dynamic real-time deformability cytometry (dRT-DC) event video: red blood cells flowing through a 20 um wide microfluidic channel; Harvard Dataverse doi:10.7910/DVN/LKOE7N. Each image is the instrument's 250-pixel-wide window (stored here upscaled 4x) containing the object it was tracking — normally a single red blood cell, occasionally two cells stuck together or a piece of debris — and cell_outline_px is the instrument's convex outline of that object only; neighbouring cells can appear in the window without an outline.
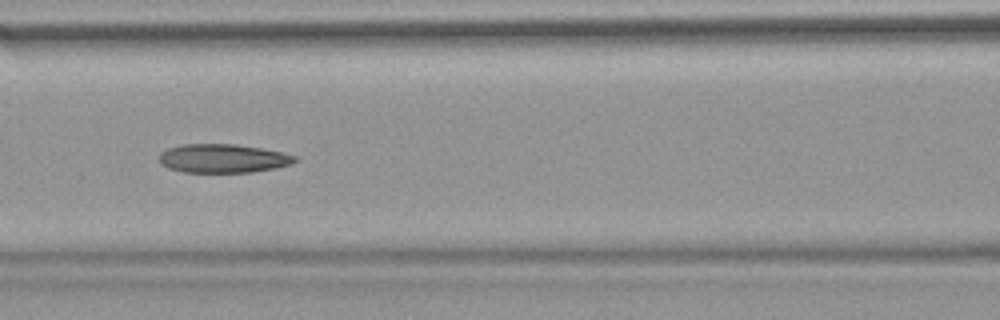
{"species": "common noctule bat (a hibernating species)", "species_latin": "Nyctalus noctula", "temperature_condition": "warm", "stored_images_in_passage": 54, "camera_frame_rate_fps": 3000, "um_per_image_px": 0.085, "animal": {"sex": "female", "body_mass_g": 18.4}, "frame": {"image": 1, "passage_image": 24, "time_ms": 7.667, "image_size_px": [1000, 320], "cell_outline_px": [[300, 160], [292, 164], [276, 168], [252, 172], [184, 172], [168, 168], [160, 164], [160, 152], [168, 148], [184, 144], [236, 144], [284, 152], [296, 156]], "centroid_in_image_um": [18.99, 13.46], "position_along_channel_um": 147.6, "area_um2": 22.89}, "authors_computed_cell_mechanics": {"area_um2": 23.3512, "velocity_mm_per_s": 3.7888, "shape_relaxation_time_tau1_ms": null, "shape_relaxation_time_tau2_ms": 4.9679, "deformation_change_tau1": null, "deformation_change_tau2": 0.1405}}